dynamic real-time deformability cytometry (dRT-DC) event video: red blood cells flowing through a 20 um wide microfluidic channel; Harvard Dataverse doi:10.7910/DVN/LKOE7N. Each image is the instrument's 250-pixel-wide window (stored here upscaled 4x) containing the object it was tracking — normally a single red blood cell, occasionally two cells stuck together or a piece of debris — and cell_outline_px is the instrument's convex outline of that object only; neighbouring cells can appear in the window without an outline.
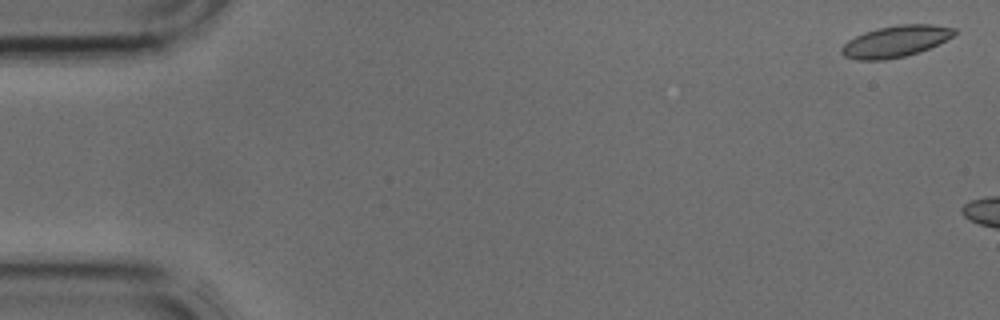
{"species": "common noctule bat (a hibernating species)", "species_latin": "Nyctalus noctula", "temperature_condition": "cold", "stored_images_in_passage": 4, "camera_frame_rate_fps": 3000, "um_per_image_px": 0.085, "animal": {"sex": "male", "body_mass_g": 17.9, "forearm_length_mm": 54.2}, "frame": {"image": 1, "passage_image": 1, "time_ms": 0.0, "image_size_px": [1000, 320], "cell_outline_px": [[956, 32], [952, 36], [920, 52], [904, 56], [884, 60], [856, 60], [844, 56], [840, 52], [840, 48], [848, 40], [864, 32], [876, 28], [900, 24], [932, 24], [956, 28]], "centroid_in_image_um": [76.08, 3.51], "position_along_channel_um": 8.9, "area_um2": 20.63}}